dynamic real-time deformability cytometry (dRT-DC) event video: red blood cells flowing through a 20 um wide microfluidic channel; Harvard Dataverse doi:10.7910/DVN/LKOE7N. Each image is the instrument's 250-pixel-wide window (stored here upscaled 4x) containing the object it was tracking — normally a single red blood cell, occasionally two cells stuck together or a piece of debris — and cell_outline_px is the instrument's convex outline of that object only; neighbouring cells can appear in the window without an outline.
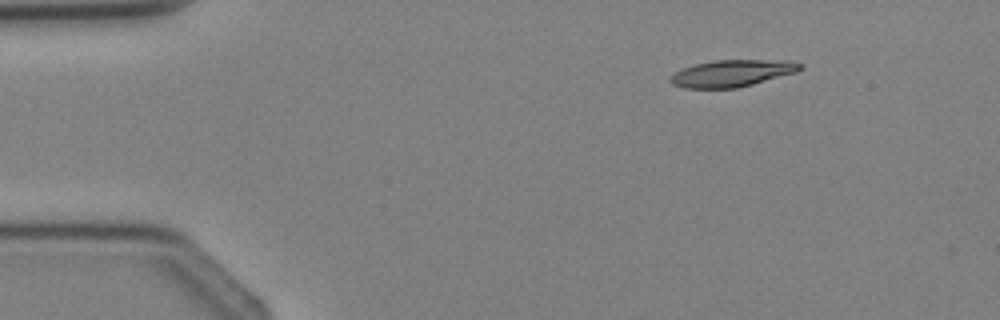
{"species": "Egyptian fruit bat (a non-hibernating species)", "species_latin": "Rousettus aegyptiacus", "temperature_condition": "cold", "stored_images_in_passage": 3, "camera_frame_rate_fps": 3000, "um_per_image_px": 0.085, "animal": {"sex": "female"}, "frame": {"image": 1, "passage_image": 1, "time_ms": 0.0, "image_size_px": [1000, 320], "cell_outline_px": [[804, 68], [796, 72], [752, 84], [736, 88], [684, 88], [672, 84], [668, 80], [676, 72], [684, 68], [696, 64], [716, 60], [792, 60], [804, 64]], "centroid_in_image_um": [62.28, 6.22], "position_along_channel_um": 22.7, "area_um2": 20.23}}
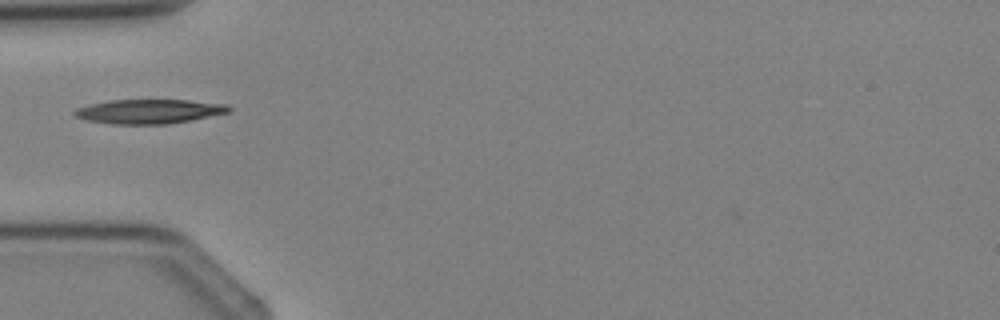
{"frame": {"image": 2, "passage_image": 3, "time_ms": 2.333, "image_size_px": [1000, 320], "cell_outline_px": [[232, 108], [228, 112], [168, 124], [108, 124], [88, 120], [76, 116], [72, 112], [76, 108], [88, 104], [108, 100], [188, 100], [228, 104]], "centroid_in_image_um": [12.63, 9.46], "position_along_channel_um": 72.4, "area_um2": 21.79}}